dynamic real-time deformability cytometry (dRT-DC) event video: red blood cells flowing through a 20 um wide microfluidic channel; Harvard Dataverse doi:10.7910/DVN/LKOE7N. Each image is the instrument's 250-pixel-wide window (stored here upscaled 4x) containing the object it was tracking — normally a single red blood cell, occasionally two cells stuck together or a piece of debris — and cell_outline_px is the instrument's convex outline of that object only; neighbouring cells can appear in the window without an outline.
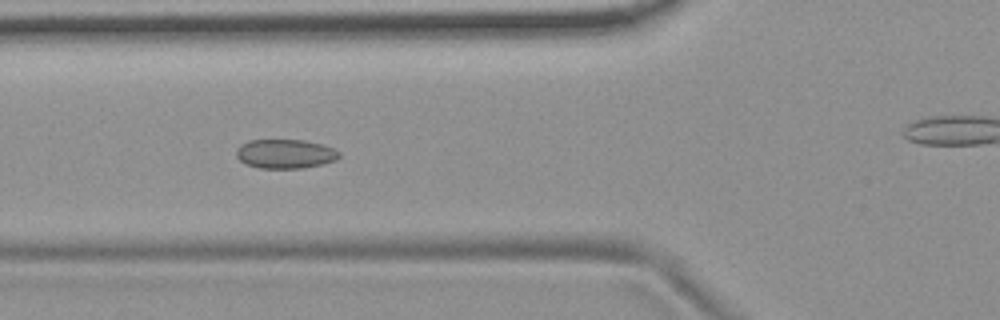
{"species": "common noctule bat (a hibernating species)", "species_latin": "Nyctalus noctula", "temperature_condition": "room temperature", "stored_images_in_passage": 7, "camera_frame_rate_fps": 3000, "um_per_image_px": 0.085, "animal": {"sex": "female", "body_mass_g": 19.9}, "frame": {"image": 1, "passage_image": 6, "time_ms": 5.667, "image_size_px": [1000, 320], "cell_outline_px": [[340, 156], [336, 160], [304, 168], [260, 168], [244, 164], [236, 156], [236, 148], [240, 144], [248, 140], [304, 140], [324, 144], [340, 152]], "centroid_in_image_um": [24.22, 13.07], "position_along_channel_um": 101.6, "area_um2": 17.63}}